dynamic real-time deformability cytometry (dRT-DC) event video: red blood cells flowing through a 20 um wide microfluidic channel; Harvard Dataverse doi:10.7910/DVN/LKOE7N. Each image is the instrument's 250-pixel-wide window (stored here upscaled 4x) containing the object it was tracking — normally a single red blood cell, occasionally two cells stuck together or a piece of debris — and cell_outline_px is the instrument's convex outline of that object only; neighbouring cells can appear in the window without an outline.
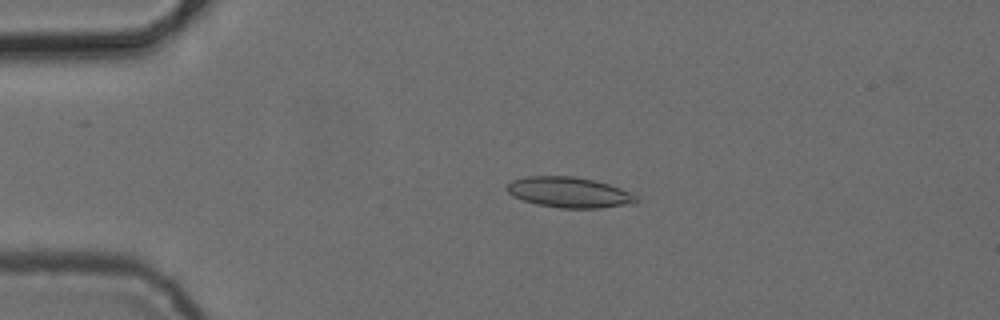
{"species": "common noctule bat (a hibernating species)", "species_latin": "Nyctalus noctula", "temperature_condition": "cold", "stored_images_in_passage": 5, "camera_frame_rate_fps": 3000, "um_per_image_px": 0.085, "animal": {"sex": "female", "body_mass_g": 24.6, "forearm_length_mm": 56.2}, "frame": {"image": 1, "passage_image": 4, "time_ms": 3.333, "image_size_px": [1000, 320], "cell_outline_px": [[640, 200], [636, 204], [600, 208], [560, 208], [536, 204], [512, 196], [504, 188], [512, 180], [528, 176], [572, 176], [592, 180], [608, 184], [620, 188], [636, 196]], "centroid_in_image_um": [48.38, 16.36], "position_along_channel_um": 36.6, "area_um2": 23.06}}